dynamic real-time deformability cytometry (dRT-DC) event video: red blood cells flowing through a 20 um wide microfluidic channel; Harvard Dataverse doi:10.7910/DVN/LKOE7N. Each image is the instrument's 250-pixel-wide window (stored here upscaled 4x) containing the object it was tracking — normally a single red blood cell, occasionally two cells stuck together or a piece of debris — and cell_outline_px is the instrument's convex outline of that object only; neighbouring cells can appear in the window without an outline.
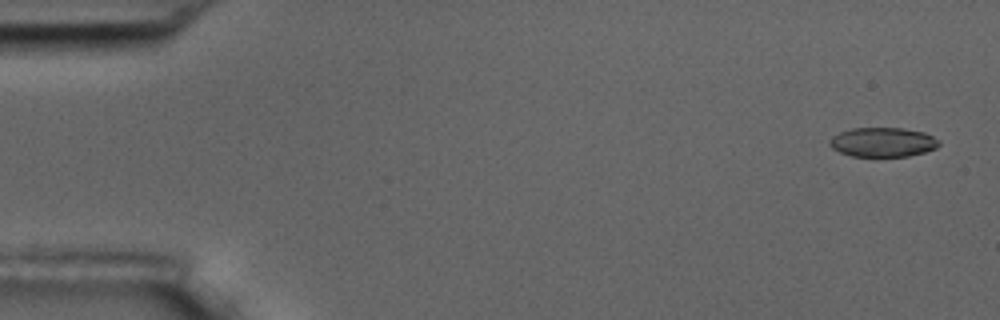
{"species": "common noctule bat (a hibernating species)", "species_latin": "Nyctalus noctula", "temperature_condition": "room temperature", "stored_images_in_passage": 5, "camera_frame_rate_fps": 3000, "um_per_image_px": 0.085, "animal": {"sex": "male", "body_mass_g": 17.5, "forearm_length_mm": 52.3}, "frame": {"image": 1, "passage_image": 1, "time_ms": 0.0, "image_size_px": [1000, 320], "cell_outline_px": [[940, 144], [936, 148], [924, 152], [908, 156], [852, 156], [840, 152], [832, 148], [828, 144], [828, 140], [832, 136], [840, 132], [852, 128], [904, 128], [924, 132], [940, 140]], "centroid_in_image_um": [75.03, 12.08], "position_along_channel_um": 10.0, "area_um2": 18.79}}
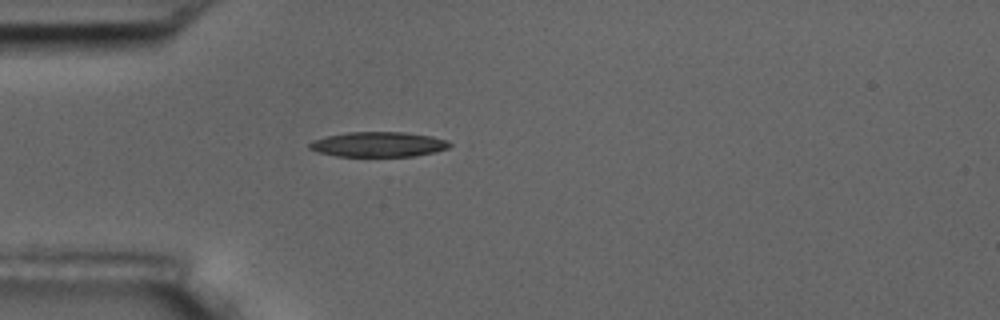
{"frame": {"image": 2, "passage_image": 5, "time_ms": 4.667, "image_size_px": [1000, 320], "cell_outline_px": [[456, 144], [448, 148], [436, 152], [416, 156], [336, 156], [320, 152], [308, 148], [308, 144], [312, 140], [328, 136], [348, 132], [404, 132], [432, 136], [448, 140]], "centroid_in_image_um": [32.24, 12.27], "position_along_channel_um": 52.8, "area_um2": 20.58}}